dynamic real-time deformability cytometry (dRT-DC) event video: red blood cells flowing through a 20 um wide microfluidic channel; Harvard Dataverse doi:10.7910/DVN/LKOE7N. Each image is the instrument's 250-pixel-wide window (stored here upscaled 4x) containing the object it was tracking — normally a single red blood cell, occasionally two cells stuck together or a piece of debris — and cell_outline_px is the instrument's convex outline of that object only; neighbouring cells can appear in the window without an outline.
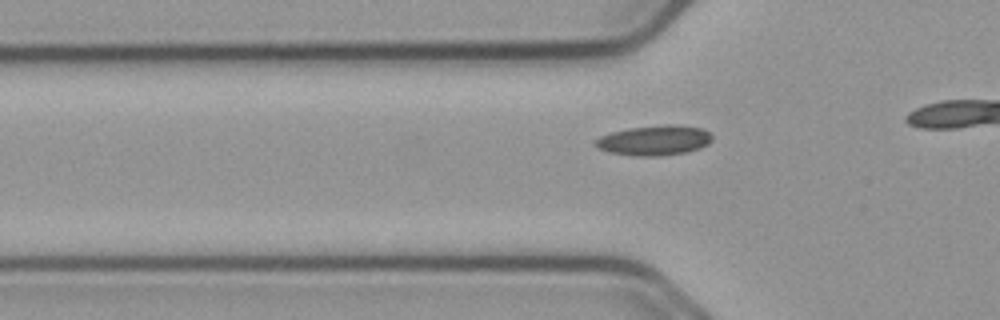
{"species": "common noctule bat (a hibernating species)", "species_latin": "Nyctalus noctula", "temperature_condition": "cold", "stored_images_in_passage": 14, "camera_frame_rate_fps": 3000, "um_per_image_px": 0.085, "animal": {"sex": "male", "body_mass_g": 23.1, "forearm_length_mm": 52.7}, "frame": {"image": 1, "passage_image": 8, "time_ms": 2.333, "image_size_px": [1000, 320], "cell_outline_px": [[712, 140], [708, 144], [700, 148], [684, 152], [660, 156], [632, 156], [608, 152], [596, 148], [592, 144], [592, 140], [600, 136], [612, 132], [628, 128], [664, 124], [676, 124], [704, 128], [712, 136]], "centroid_in_image_um": [55.57, 11.92], "position_along_channel_um": 70.2, "area_um2": 20.81}}
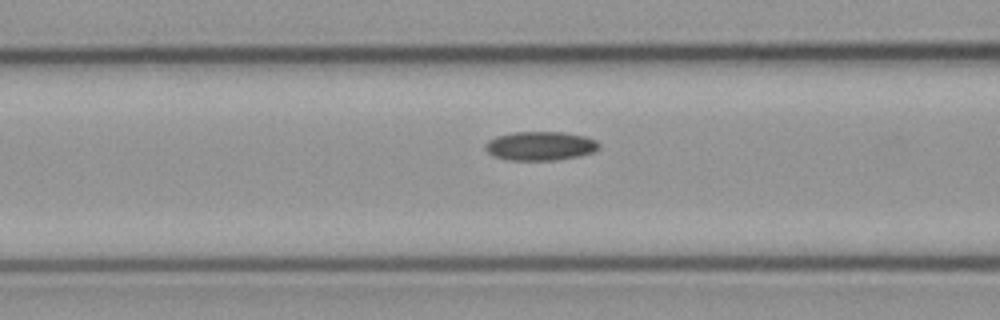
{"frame": {"image": 2, "passage_image": 12, "time_ms": 3.667, "image_size_px": [1000, 320], "cell_outline_px": [[600, 148], [592, 152], [580, 156], [556, 160], [508, 160], [492, 156], [484, 148], [484, 144], [488, 140], [496, 136], [512, 132], [564, 132], [584, 136], [596, 140], [600, 144]], "centroid_in_image_um": [45.9, 12.4], "position_along_channel_um": 120.7, "area_um2": 19.36}}